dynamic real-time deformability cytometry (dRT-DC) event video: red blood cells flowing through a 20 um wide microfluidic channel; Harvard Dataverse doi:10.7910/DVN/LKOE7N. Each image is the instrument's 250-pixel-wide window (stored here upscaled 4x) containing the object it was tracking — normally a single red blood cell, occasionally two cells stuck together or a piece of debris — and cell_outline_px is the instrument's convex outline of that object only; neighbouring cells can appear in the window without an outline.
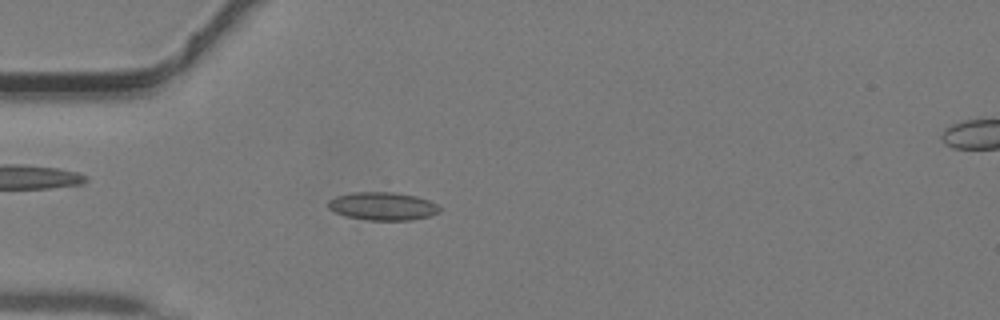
{"species": "common noctule bat (a hibernating species)", "species_latin": "Nyctalus noctula", "temperature_condition": "warm", "stored_images_in_passage": 43, "camera_frame_rate_fps": 3000, "um_per_image_px": 0.085, "animal": {"sex": "male", "body_mass_g": 19.2, "forearm_length_mm": 51.8}, "frame": {"image": 1, "passage_image": 12, "time_ms": 3.667, "image_size_px": [1000, 320], "cell_outline_px": [[440, 212], [428, 216], [412, 220], [368, 220], [344, 216], [328, 208], [328, 200], [336, 196], [352, 192], [396, 192], [416, 196], [428, 200], [436, 204], [440, 208]], "centroid_in_image_um": [32.51, 17.52], "position_along_channel_um": 52.5, "area_um2": 18.26}}
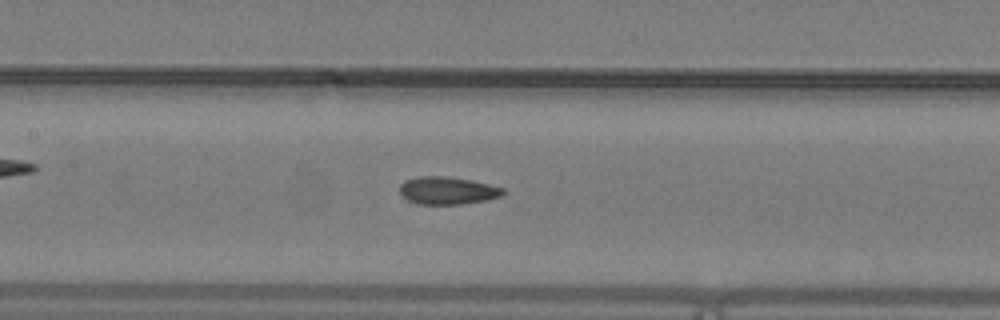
{"frame": {"image": 2, "passage_image": 20, "time_ms": 6.333, "image_size_px": [1000, 320], "cell_outline_px": [[504, 192], [500, 196], [484, 200], [460, 204], [416, 204], [404, 200], [400, 192], [400, 184], [404, 180], [420, 176], [444, 176], [472, 180], [504, 188]], "centroid_in_image_um": [37.96, 16.2], "position_along_channel_um": 169.4, "area_um2": 16.65}}
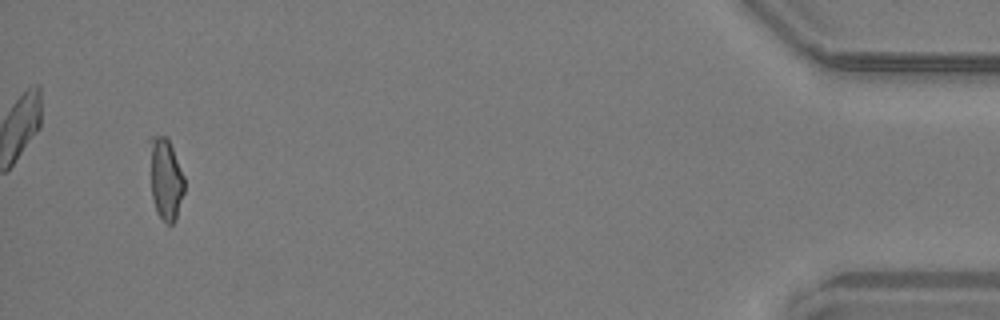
{"frame": {"image": 3, "passage_image": 41, "time_ms": 13.333, "image_size_px": [1000, 320], "cell_outline_px": [[184, 192], [176, 216], [172, 224], [168, 224], [156, 212], [152, 200], [148, 140], [156, 136], [168, 136], [184, 176]], "centroid_in_image_um": [14.06, 15.16], "position_along_channel_um": 421.1, "area_um2": 16.59}}